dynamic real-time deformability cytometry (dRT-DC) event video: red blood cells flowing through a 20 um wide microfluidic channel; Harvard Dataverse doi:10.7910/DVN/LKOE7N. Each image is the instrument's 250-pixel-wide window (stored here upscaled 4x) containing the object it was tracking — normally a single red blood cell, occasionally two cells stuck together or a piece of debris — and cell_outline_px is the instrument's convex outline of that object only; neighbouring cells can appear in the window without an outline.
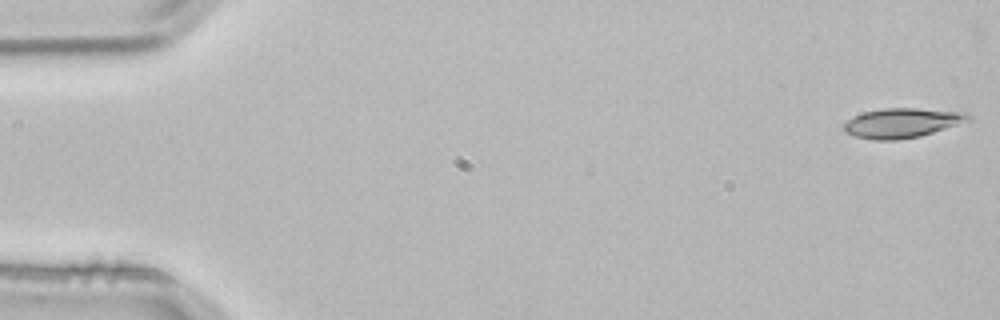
{"species": "common noctule bat (a hibernating species)", "species_latin": "Nyctalus noctula", "temperature_condition": "room temperature", "stored_images_in_passage": 4, "camera_frame_rate_fps": 3000, "um_per_image_px": 0.085, "animal": {"sex": "male", "body_mass_g": 21.5, "forearm_length_mm": 52.0}, "frame": {"image": 1, "passage_image": 1, "time_ms": 0.0, "image_size_px": [1000, 320], "cell_outline_px": [[972, 120], [920, 136], [896, 140], [872, 140], [856, 136], [844, 132], [844, 124], [852, 116], [864, 112], [884, 108], [916, 108], [968, 112], [972, 116]], "centroid_in_image_um": [76.7, 10.44], "position_along_channel_um": 8.3, "area_um2": 21.56}}
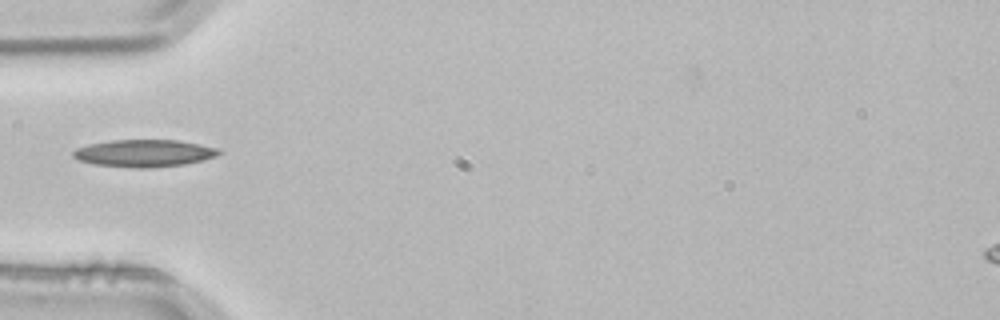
{"frame": {"image": 2, "passage_image": 4, "time_ms": 1.0, "image_size_px": [1000, 320], "cell_outline_px": [[224, 152], [216, 156], [204, 160], [184, 164], [152, 168], [136, 168], [96, 164], [76, 160], [72, 156], [72, 152], [76, 148], [88, 144], [112, 140], [176, 140], [200, 144], [220, 148]], "centroid_in_image_um": [12.27, 13.02], "position_along_channel_um": 72.7, "area_um2": 23.35}}